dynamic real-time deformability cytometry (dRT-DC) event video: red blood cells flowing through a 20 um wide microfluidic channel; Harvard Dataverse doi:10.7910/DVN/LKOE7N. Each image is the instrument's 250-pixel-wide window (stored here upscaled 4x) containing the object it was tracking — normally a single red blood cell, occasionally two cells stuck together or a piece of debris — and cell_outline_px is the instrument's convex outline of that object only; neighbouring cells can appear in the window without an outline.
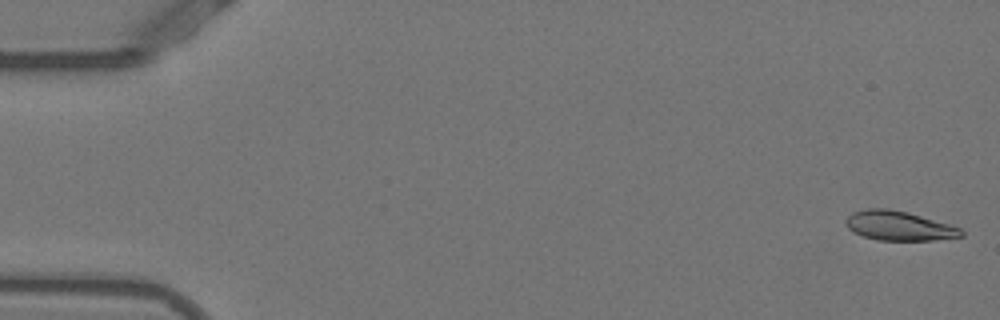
{"species": "Egyptian fruit bat (a non-hibernating species)", "species_latin": "Rousettus aegyptiacus", "temperature_condition": "warm", "stored_images_in_passage": 52, "camera_frame_rate_fps": 3000, "um_per_image_px": 0.085, "animal": {"sex": "female"}, "frame": {"image": 1, "passage_image": 1, "time_ms": 0.0, "image_size_px": [1000, 320], "cell_outline_px": [[964, 236], [932, 240], [876, 240], [852, 232], [844, 224], [844, 220], [852, 212], [868, 208], [888, 208], [908, 212], [948, 224], [960, 228], [964, 232]], "centroid_in_image_um": [76.36, 19.19], "position_along_channel_um": 8.6, "area_um2": 19.83}}
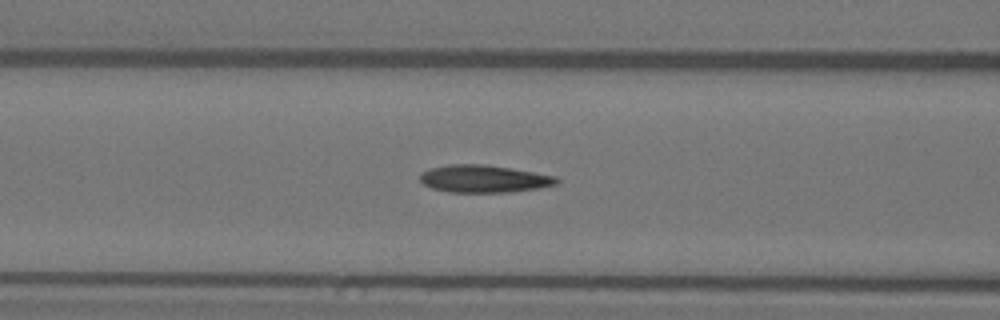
{"frame": {"image": 2, "passage_image": 21, "time_ms": 6.667, "image_size_px": [1000, 320], "cell_outline_px": [[560, 184], [540, 188], [508, 192], [448, 192], [432, 188], [424, 184], [420, 180], [420, 172], [432, 168], [448, 164], [484, 164], [556, 176], [560, 180]], "centroid_in_image_um": [41.14, 15.2], "position_along_channel_um": 125.5, "area_um2": 21.85}}
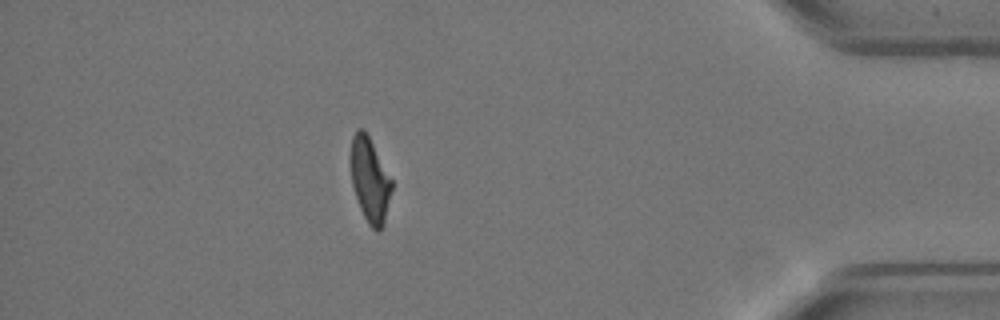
{"frame": {"image": 3, "passage_image": 46, "time_ms": 15.0, "image_size_px": [1000, 320], "cell_outline_px": [[392, 188], [384, 224], [376, 232], [368, 224], [360, 208], [352, 184], [348, 160], [348, 156], [352, 136], [356, 128], [364, 128], [392, 180]], "centroid_in_image_um": [31.39, 15.24], "position_along_channel_um": 403.8, "area_um2": 20.46}, "authors_computed_cell_mechanics": {"area_um2": 21.3282, "velocity_mm_per_s": 3.8703, "shape_relaxation_time_tau1_ms": 9.0424, "shape_relaxation_time_tau2_ms": 2.6569, "deformation_change_tau1": 0.2875, "deformation_change_tau2": 0.1121}}